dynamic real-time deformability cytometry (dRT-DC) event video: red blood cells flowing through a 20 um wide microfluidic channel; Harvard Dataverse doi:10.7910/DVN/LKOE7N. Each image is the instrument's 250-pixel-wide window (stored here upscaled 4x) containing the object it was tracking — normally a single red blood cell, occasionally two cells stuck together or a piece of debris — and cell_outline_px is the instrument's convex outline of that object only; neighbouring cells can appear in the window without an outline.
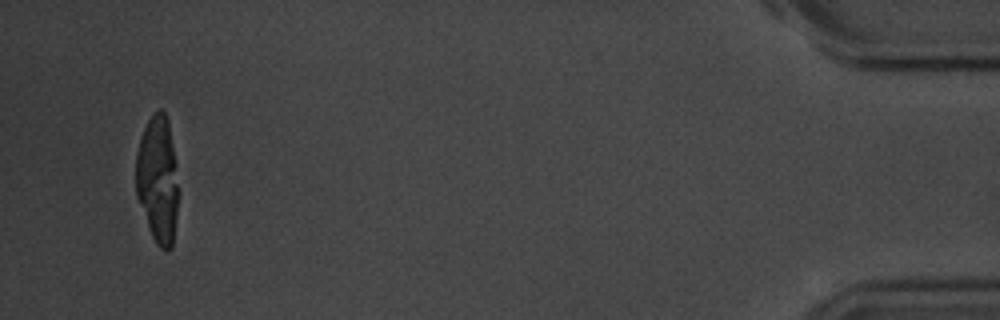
{"species": "common noctule bat (a hibernating species)", "species_latin": "Nyctalus noctula", "temperature_condition": "room temperature", "stored_images_in_passage": 47, "camera_frame_rate_fps": 3000, "um_per_image_px": 0.085, "animal": {"sex": "male", "body_mass_g": 20.1, "forearm_length_mm": 53.5}, "frame": {"image": 1, "passage_image": 45, "time_ms": 14.667, "image_size_px": [1000, 320], "cell_outline_px": [[176, 216], [172, 248], [168, 252], [160, 248], [156, 244], [148, 228], [136, 196], [136, 152], [144, 128], [152, 112], [160, 108], [164, 112], [168, 120], [172, 148], [176, 184]], "centroid_in_image_um": [13.36, 15.29], "position_along_channel_um": 421.8, "area_um2": 30.92}}